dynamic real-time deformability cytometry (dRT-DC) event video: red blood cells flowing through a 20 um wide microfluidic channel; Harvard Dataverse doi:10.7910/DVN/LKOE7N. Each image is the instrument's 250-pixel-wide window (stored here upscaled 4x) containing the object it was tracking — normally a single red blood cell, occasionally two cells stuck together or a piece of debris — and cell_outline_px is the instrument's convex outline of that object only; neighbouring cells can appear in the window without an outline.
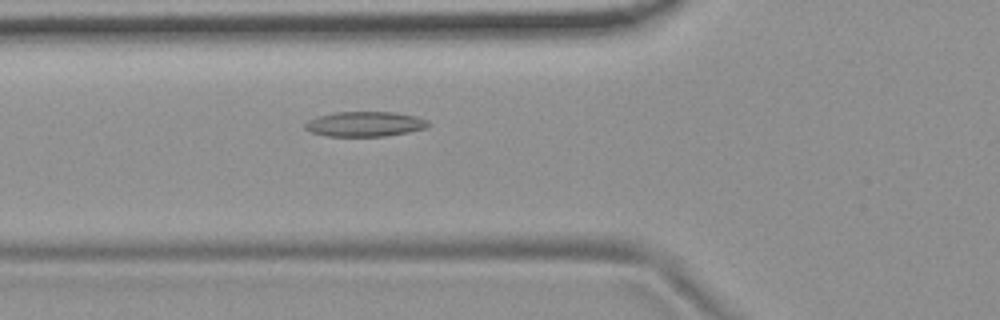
{"species": "common noctule bat (a hibernating species)", "species_latin": "Nyctalus noctula", "temperature_condition": "room temperature", "stored_images_in_passage": 53, "camera_frame_rate_fps": 3000, "um_per_image_px": 0.085, "animal": {"sex": "female", "body_mass_g": 19.9}, "frame": {"image": 1, "passage_image": 20, "time_ms": 6.333, "image_size_px": [1000, 320], "cell_outline_px": [[432, 124], [424, 128], [408, 132], [384, 136], [328, 136], [312, 132], [304, 128], [304, 124], [308, 120], [316, 116], [336, 112], [396, 112], [416, 116], [428, 120]], "centroid_in_image_um": [31.02, 10.53], "position_along_channel_um": 94.8, "area_um2": 17.98}}
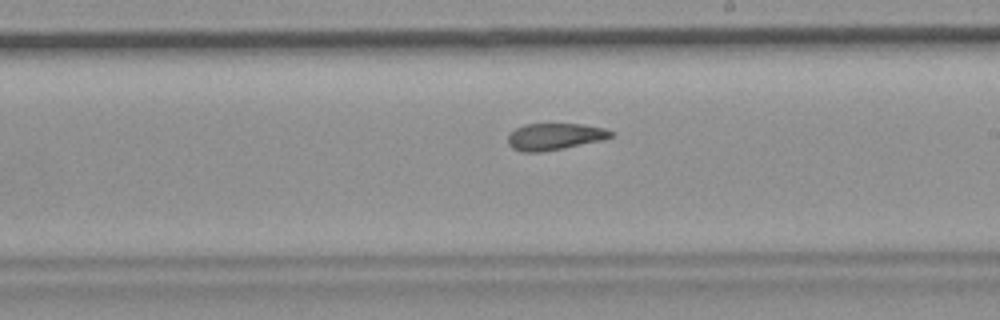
{"frame": {"image": 2, "passage_image": 32, "time_ms": 10.333, "image_size_px": [1000, 320], "cell_outline_px": [[612, 136], [604, 140], [540, 152], [520, 152], [512, 148], [508, 144], [508, 132], [524, 124], [584, 124], [604, 128], [612, 132]], "centroid_in_image_um": [47.1, 11.6], "position_along_channel_um": 241.9, "area_um2": 16.07}}
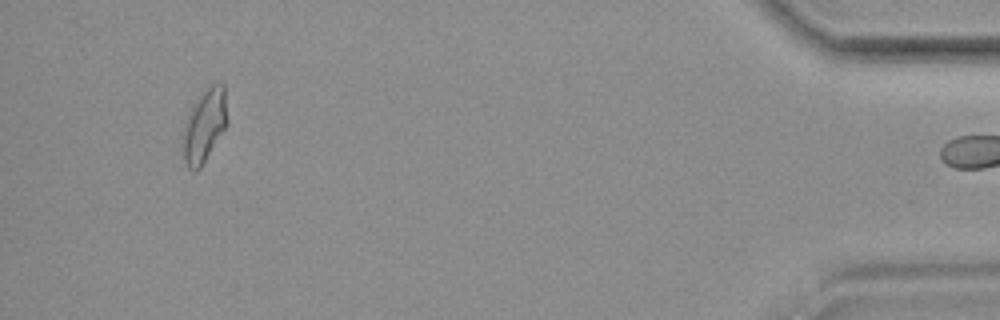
{"frame": {"image": 3, "passage_image": 52, "time_ms": 17.0, "image_size_px": [1000, 320], "cell_outline_px": [[228, 124], [200, 168], [196, 172], [192, 172], [184, 164], [180, 144], [180, 136], [188, 112], [192, 104], [212, 84], [220, 80], [224, 84], [228, 120]], "centroid_in_image_um": [17.33, 10.72], "position_along_channel_um": 417.9, "area_um2": 19.65}, "authors_computed_cell_mechanics": {"area_um2": 17.4556, "velocity_mm_per_s": 3.6805, "shape_relaxation_time_tau1_ms": null, "shape_relaxation_time_tau2_ms": 4.946, "deformation_change_tau1": null, "deformation_change_tau2": 0.0996}}